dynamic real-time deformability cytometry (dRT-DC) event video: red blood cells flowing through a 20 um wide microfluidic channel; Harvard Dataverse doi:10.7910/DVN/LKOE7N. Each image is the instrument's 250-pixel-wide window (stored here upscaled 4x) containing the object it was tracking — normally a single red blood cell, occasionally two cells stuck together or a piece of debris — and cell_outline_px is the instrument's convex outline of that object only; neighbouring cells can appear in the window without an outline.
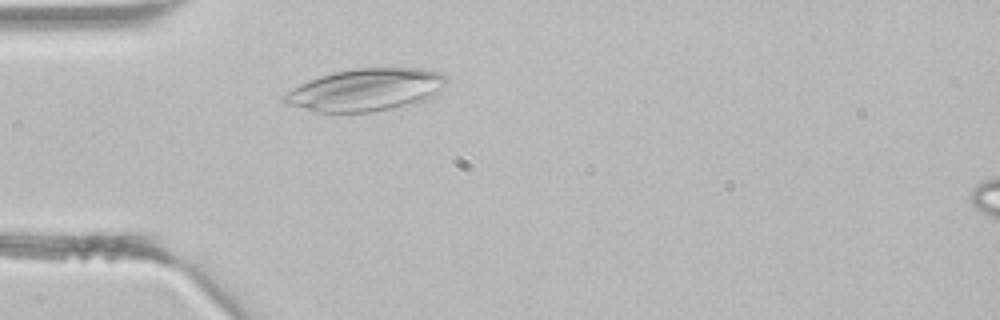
{"species": "common noctule bat (a hibernating species)", "species_latin": "Nyctalus noctula", "temperature_condition": "room temperature", "stored_images_in_passage": 33, "camera_frame_rate_fps": 3000, "um_per_image_px": 0.085, "animal": {"sex": "male", "body_mass_g": 21.5, "forearm_length_mm": 52.0}, "frame": {"image": 1, "passage_image": 2, "time_ms": 0.333, "image_size_px": [1000, 320], "cell_outline_px": [[448, 80], [440, 88], [428, 96], [420, 100], [392, 108], [372, 112], [312, 112], [284, 104], [280, 100], [288, 92], [300, 84], [308, 80], [332, 72], [352, 68], [420, 68], [440, 72], [448, 76]], "centroid_in_image_um": [31.0, 7.62], "position_along_channel_um": 54.0, "area_um2": 39.77}}
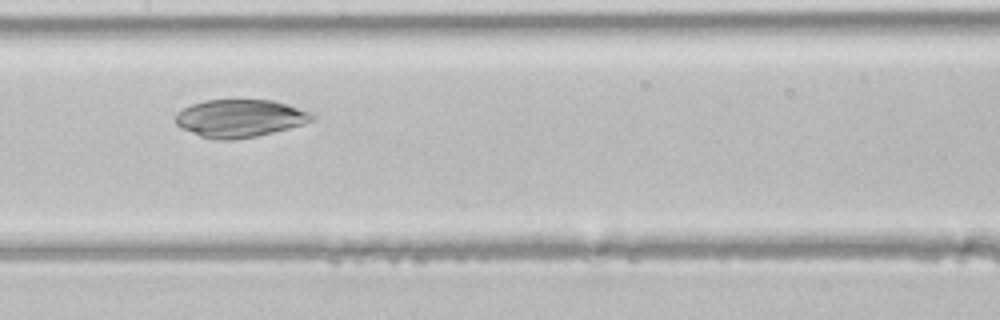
{"frame": {"image": 2, "passage_image": 11, "time_ms": 3.333, "image_size_px": [1000, 320], "cell_outline_px": [[316, 116], [312, 120], [304, 124], [256, 136], [232, 140], [216, 140], [200, 136], [180, 128], [176, 124], [176, 112], [192, 104], [204, 100], [272, 100], [288, 104], [312, 112]], "centroid_in_image_um": [20.38, 10.05], "position_along_channel_um": 187.0, "area_um2": 30.06}}
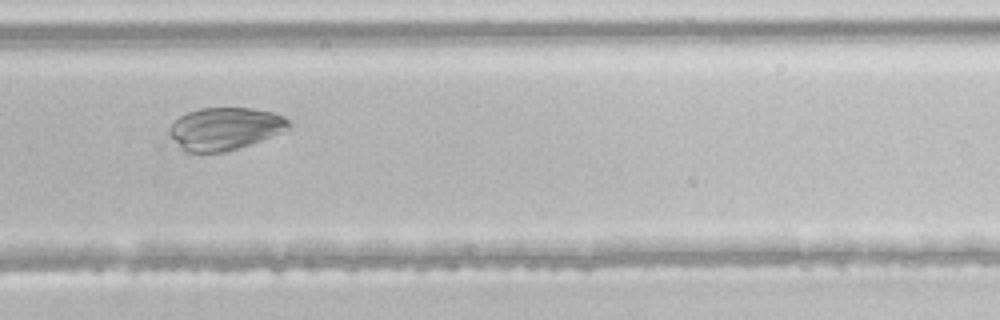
{"frame": {"image": 3, "passage_image": 19, "time_ms": 6.0, "image_size_px": [1000, 320], "cell_outline_px": [[292, 124], [288, 128], [280, 132], [240, 148], [224, 152], [184, 152], [168, 132], [168, 128], [180, 116], [188, 112], [200, 108], [252, 108], [272, 112], [284, 116]], "centroid_in_image_um": [19.11, 10.93], "position_along_channel_um": 310.7, "area_um2": 29.3}}